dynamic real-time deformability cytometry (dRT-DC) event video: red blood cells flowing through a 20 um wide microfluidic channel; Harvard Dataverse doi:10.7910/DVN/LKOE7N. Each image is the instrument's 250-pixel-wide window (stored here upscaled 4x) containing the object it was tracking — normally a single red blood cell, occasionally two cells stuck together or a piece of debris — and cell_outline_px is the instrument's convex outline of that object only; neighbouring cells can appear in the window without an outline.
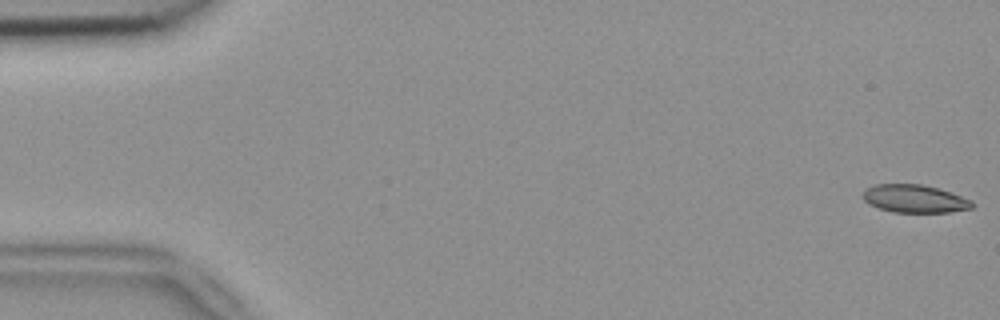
{"species": "common noctule bat (a hibernating species)", "species_latin": "Nyctalus noctula", "temperature_condition": "room temperature", "stored_images_in_passage": 53, "camera_frame_rate_fps": 3000, "um_per_image_px": 0.085, "animal": {"sex": "female", "body_mass_g": 18.4}, "frame": {"image": 1, "passage_image": 1, "time_ms": 0.0, "image_size_px": [1000, 320], "cell_outline_px": [[972, 208], [948, 212], [892, 212], [868, 204], [860, 196], [864, 188], [876, 184], [920, 184], [952, 192], [972, 200]], "centroid_in_image_um": [77.69, 16.88], "position_along_channel_um": 7.3, "area_um2": 17.86}}
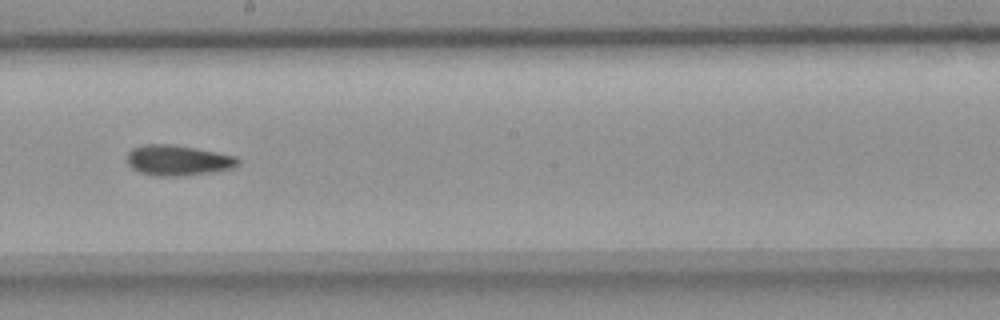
{"frame": {"image": 2, "passage_image": 30, "time_ms": 9.667, "image_size_px": [1000, 320], "cell_outline_px": [[240, 164], [232, 168], [212, 172], [180, 176], [156, 176], [140, 172], [132, 168], [128, 164], [128, 152], [132, 148], [144, 144], [168, 144], [196, 148], [236, 156], [240, 160]], "centroid_in_image_um": [15.13, 13.63], "position_along_channel_um": 233.1, "area_um2": 19.65}}
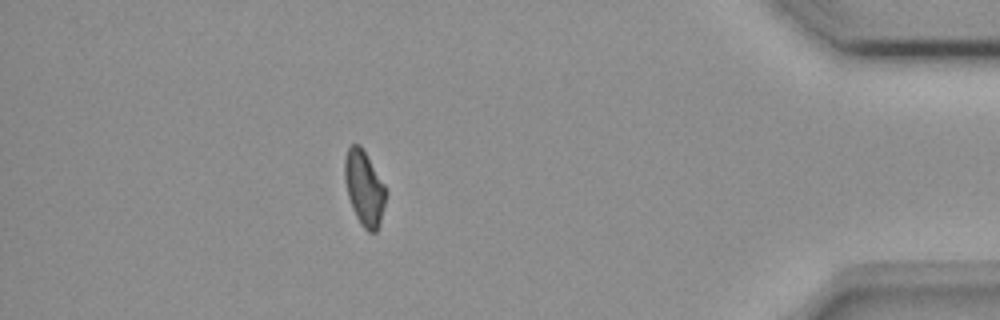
{"frame": {"image": 3, "passage_image": 47, "time_ms": 15.333, "image_size_px": [1000, 320], "cell_outline_px": [[388, 192], [380, 224], [376, 232], [368, 232], [360, 224], [352, 208], [348, 196], [344, 180], [344, 160], [348, 148], [352, 144], [360, 144], [384, 184]], "centroid_in_image_um": [30.97, 16.01], "position_along_channel_um": 404.2, "area_um2": 18.09}, "authors_computed_cell_mechanics": {"area_um2": 18.7272, "velocity_mm_per_s": 3.8354, "shape_relaxation_time_tau1_ms": null, "shape_relaxation_time_tau2_ms": 4.7415, "deformation_change_tau1": null, "deformation_change_tau2": 0.1066}}